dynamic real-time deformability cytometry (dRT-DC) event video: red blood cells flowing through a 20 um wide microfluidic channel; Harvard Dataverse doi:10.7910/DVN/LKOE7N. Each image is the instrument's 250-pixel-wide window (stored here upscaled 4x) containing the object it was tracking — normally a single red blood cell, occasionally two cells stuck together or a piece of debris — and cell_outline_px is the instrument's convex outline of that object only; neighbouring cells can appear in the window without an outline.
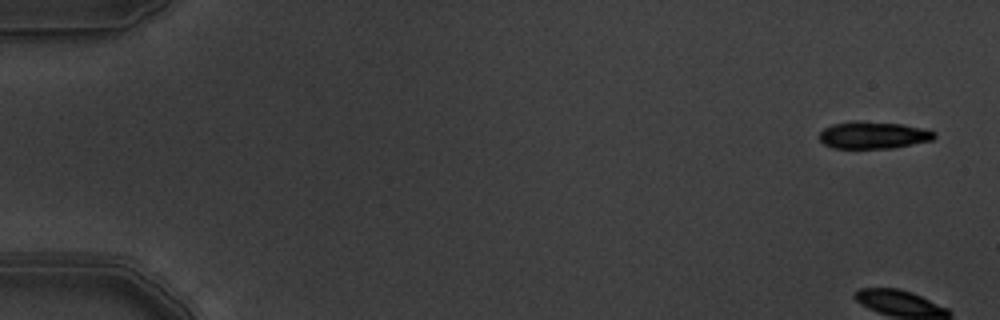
{"species": "common noctule bat (a hibernating species)", "species_latin": "Nyctalus noctula", "temperature_condition": "warm", "stored_images_in_passage": 9, "camera_frame_rate_fps": 3000, "um_per_image_px": 0.085, "animal": {"sex": "male", "body_mass_g": 19.5, "forearm_length_mm": 54.6}, "frame": {"image": 1, "passage_image": 1, "time_ms": 0.0, "image_size_px": [1000, 320], "cell_outline_px": [[936, 136], [932, 140], [892, 148], [832, 148], [824, 144], [820, 140], [820, 132], [824, 128], [832, 124], [852, 120], [864, 120], [900, 124], [920, 128], [936, 132]], "centroid_in_image_um": [74.19, 11.47], "position_along_channel_um": 10.8, "area_um2": 18.26}}
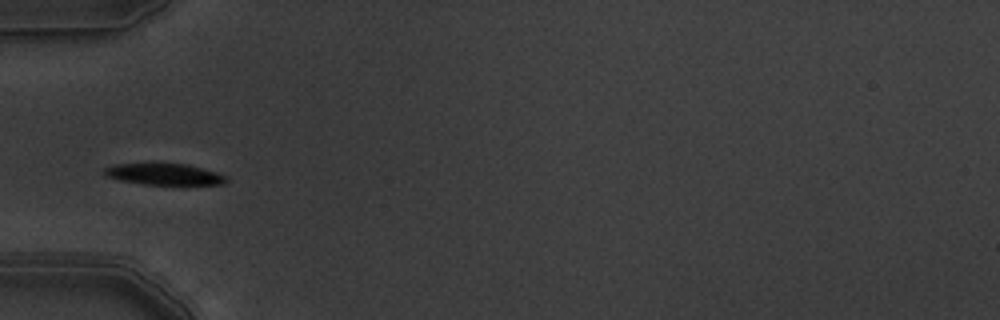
{"frame": {"image": 2, "passage_image": 6, "time_ms": 1.667, "image_size_px": [1000, 320], "cell_outline_px": [[228, 180], [224, 184], [144, 184], [120, 180], [104, 176], [100, 172], [104, 168], [116, 164], [152, 160], [156, 160], [188, 164], [216, 172], [224, 176]], "centroid_in_image_um": [13.83, 14.74], "position_along_channel_um": 71.2, "area_um2": 16.07}}